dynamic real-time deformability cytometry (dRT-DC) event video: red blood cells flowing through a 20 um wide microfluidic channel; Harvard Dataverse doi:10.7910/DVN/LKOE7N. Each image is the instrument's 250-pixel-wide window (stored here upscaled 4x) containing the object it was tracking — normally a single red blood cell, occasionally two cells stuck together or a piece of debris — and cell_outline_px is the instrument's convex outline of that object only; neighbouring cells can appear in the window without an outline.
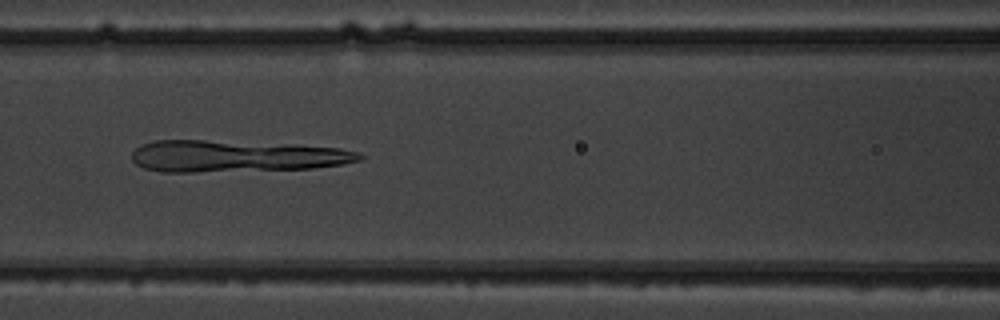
{"species": "common noctule bat (a hibernating species)", "species_latin": "Nyctalus noctula", "temperature_condition": "warm", "stored_images_in_passage": 9, "camera_frame_rate_fps": 3000, "um_per_image_px": 0.085, "animal": {"sex": "male", "body_mass_g": 19.5, "forearm_length_mm": 54.6}, "frame": {"image": 1, "passage_image": 7, "time_ms": 6.667, "image_size_px": [1000, 320], "cell_outline_px": [[364, 156], [360, 160], [344, 164], [312, 168], [196, 172], [160, 172], [144, 168], [136, 164], [132, 160], [132, 152], [140, 144], [156, 140], [204, 140], [296, 144], [340, 148], [360, 152]], "centroid_in_image_um": [20.06, 13.27], "position_along_channel_um": 146.5, "area_um2": 42.37}}
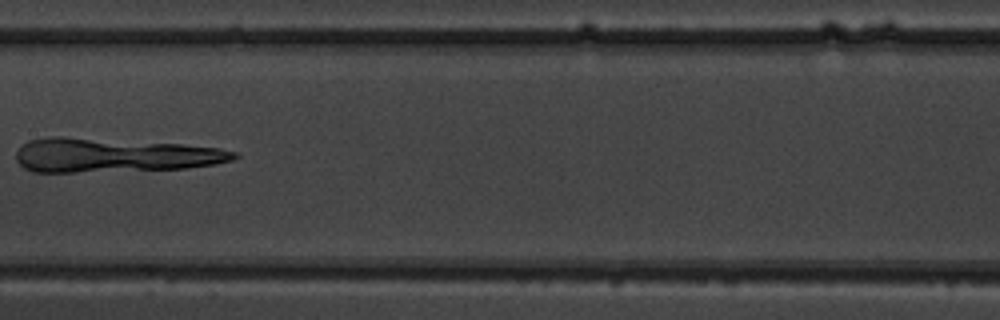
{"frame": {"image": 2, "passage_image": 8, "time_ms": 8.0, "image_size_px": [1000, 320], "cell_outline_px": [[240, 156], [232, 160], [216, 164], [184, 168], [76, 172], [32, 172], [24, 168], [16, 160], [16, 152], [20, 144], [28, 140], [48, 136], [64, 136], [184, 144], [220, 148], [236, 152]], "centroid_in_image_um": [9.63, 13.18], "position_along_channel_um": 197.8, "area_um2": 43.58}}
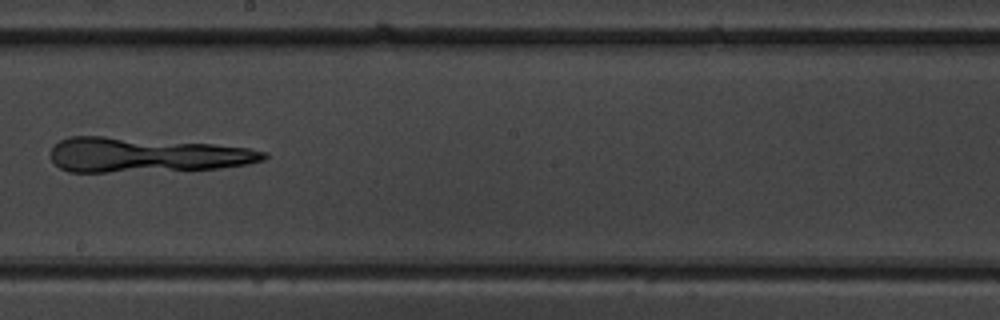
{"frame": {"image": 3, "passage_image": 9, "time_ms": 9.0, "image_size_px": [1000, 320], "cell_outline_px": [[268, 156], [264, 160], [248, 164], [220, 168], [108, 172], [68, 172], [60, 168], [52, 160], [48, 152], [60, 140], [68, 136], [104, 136], [212, 144], [248, 148], [268, 152]], "centroid_in_image_um": [12.38, 13.17], "position_along_channel_um": 235.8, "area_um2": 43.06}}